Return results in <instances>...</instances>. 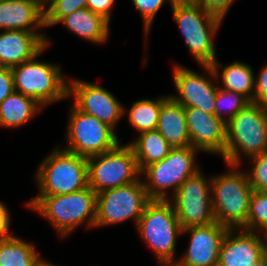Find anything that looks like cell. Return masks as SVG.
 <instances>
[{
  "instance_id": "cell-30",
  "label": "cell",
  "mask_w": 267,
  "mask_h": 266,
  "mask_svg": "<svg viewBox=\"0 0 267 266\" xmlns=\"http://www.w3.org/2000/svg\"><path fill=\"white\" fill-rule=\"evenodd\" d=\"M248 159L253 166L251 171L246 172L250 186L253 190L267 192V152Z\"/></svg>"
},
{
  "instance_id": "cell-22",
  "label": "cell",
  "mask_w": 267,
  "mask_h": 266,
  "mask_svg": "<svg viewBox=\"0 0 267 266\" xmlns=\"http://www.w3.org/2000/svg\"><path fill=\"white\" fill-rule=\"evenodd\" d=\"M222 66V63L220 64L218 59L211 65L216 79L220 80L221 78L222 81V86L218 87L241 93L252 102L255 90V75L251 65L235 61L229 65Z\"/></svg>"
},
{
  "instance_id": "cell-39",
  "label": "cell",
  "mask_w": 267,
  "mask_h": 266,
  "mask_svg": "<svg viewBox=\"0 0 267 266\" xmlns=\"http://www.w3.org/2000/svg\"><path fill=\"white\" fill-rule=\"evenodd\" d=\"M42 5H46L50 0H38Z\"/></svg>"
},
{
  "instance_id": "cell-31",
  "label": "cell",
  "mask_w": 267,
  "mask_h": 266,
  "mask_svg": "<svg viewBox=\"0 0 267 266\" xmlns=\"http://www.w3.org/2000/svg\"><path fill=\"white\" fill-rule=\"evenodd\" d=\"M256 76L252 103L267 106V64L262 67Z\"/></svg>"
},
{
  "instance_id": "cell-3",
  "label": "cell",
  "mask_w": 267,
  "mask_h": 266,
  "mask_svg": "<svg viewBox=\"0 0 267 266\" xmlns=\"http://www.w3.org/2000/svg\"><path fill=\"white\" fill-rule=\"evenodd\" d=\"M141 239L149 245L160 266H173L178 236L182 235L173 205L169 199H151L136 225Z\"/></svg>"
},
{
  "instance_id": "cell-23",
  "label": "cell",
  "mask_w": 267,
  "mask_h": 266,
  "mask_svg": "<svg viewBox=\"0 0 267 266\" xmlns=\"http://www.w3.org/2000/svg\"><path fill=\"white\" fill-rule=\"evenodd\" d=\"M43 108L36 99L14 91L0 103V127L14 129L25 125Z\"/></svg>"
},
{
  "instance_id": "cell-15",
  "label": "cell",
  "mask_w": 267,
  "mask_h": 266,
  "mask_svg": "<svg viewBox=\"0 0 267 266\" xmlns=\"http://www.w3.org/2000/svg\"><path fill=\"white\" fill-rule=\"evenodd\" d=\"M228 228L218 222L182 229L190 236L189 246L173 266H218L222 241ZM190 233V234H189Z\"/></svg>"
},
{
  "instance_id": "cell-12",
  "label": "cell",
  "mask_w": 267,
  "mask_h": 266,
  "mask_svg": "<svg viewBox=\"0 0 267 266\" xmlns=\"http://www.w3.org/2000/svg\"><path fill=\"white\" fill-rule=\"evenodd\" d=\"M172 199L169 200L182 229L216 221L212 207L211 177L206 178L201 169L176 190Z\"/></svg>"
},
{
  "instance_id": "cell-25",
  "label": "cell",
  "mask_w": 267,
  "mask_h": 266,
  "mask_svg": "<svg viewBox=\"0 0 267 266\" xmlns=\"http://www.w3.org/2000/svg\"><path fill=\"white\" fill-rule=\"evenodd\" d=\"M128 144L134 149L140 171L146 166L164 159L172 149L156 129L139 133L136 140Z\"/></svg>"
},
{
  "instance_id": "cell-2",
  "label": "cell",
  "mask_w": 267,
  "mask_h": 266,
  "mask_svg": "<svg viewBox=\"0 0 267 266\" xmlns=\"http://www.w3.org/2000/svg\"><path fill=\"white\" fill-rule=\"evenodd\" d=\"M226 165L228 172L211 176L215 220L228 229L243 228L247 223L253 189L246 170H239V165Z\"/></svg>"
},
{
  "instance_id": "cell-9",
  "label": "cell",
  "mask_w": 267,
  "mask_h": 266,
  "mask_svg": "<svg viewBox=\"0 0 267 266\" xmlns=\"http://www.w3.org/2000/svg\"><path fill=\"white\" fill-rule=\"evenodd\" d=\"M88 186L95 193L136 182L141 177L134 149L121 142L112 150L87 158Z\"/></svg>"
},
{
  "instance_id": "cell-4",
  "label": "cell",
  "mask_w": 267,
  "mask_h": 266,
  "mask_svg": "<svg viewBox=\"0 0 267 266\" xmlns=\"http://www.w3.org/2000/svg\"><path fill=\"white\" fill-rule=\"evenodd\" d=\"M226 125L225 164L241 166L242 155L250 158L267 152L266 106L250 102Z\"/></svg>"
},
{
  "instance_id": "cell-24",
  "label": "cell",
  "mask_w": 267,
  "mask_h": 266,
  "mask_svg": "<svg viewBox=\"0 0 267 266\" xmlns=\"http://www.w3.org/2000/svg\"><path fill=\"white\" fill-rule=\"evenodd\" d=\"M44 261L32 242L12 234L0 240V266H40Z\"/></svg>"
},
{
  "instance_id": "cell-18",
  "label": "cell",
  "mask_w": 267,
  "mask_h": 266,
  "mask_svg": "<svg viewBox=\"0 0 267 266\" xmlns=\"http://www.w3.org/2000/svg\"><path fill=\"white\" fill-rule=\"evenodd\" d=\"M49 37L40 32L2 30L0 33V66L12 68L33 59L46 46Z\"/></svg>"
},
{
  "instance_id": "cell-16",
  "label": "cell",
  "mask_w": 267,
  "mask_h": 266,
  "mask_svg": "<svg viewBox=\"0 0 267 266\" xmlns=\"http://www.w3.org/2000/svg\"><path fill=\"white\" fill-rule=\"evenodd\" d=\"M267 254V235L242 228L228 229L222 241L218 266H251Z\"/></svg>"
},
{
  "instance_id": "cell-13",
  "label": "cell",
  "mask_w": 267,
  "mask_h": 266,
  "mask_svg": "<svg viewBox=\"0 0 267 266\" xmlns=\"http://www.w3.org/2000/svg\"><path fill=\"white\" fill-rule=\"evenodd\" d=\"M208 73H197L181 65L173 68V81L178 94L169 95L184 107H196L209 114H214L218 83L211 65H200ZM208 76V78L206 77Z\"/></svg>"
},
{
  "instance_id": "cell-1",
  "label": "cell",
  "mask_w": 267,
  "mask_h": 266,
  "mask_svg": "<svg viewBox=\"0 0 267 266\" xmlns=\"http://www.w3.org/2000/svg\"><path fill=\"white\" fill-rule=\"evenodd\" d=\"M97 194L90 187L65 195L34 196L26 204L47 219L60 237L70 235L79 226L95 228Z\"/></svg>"
},
{
  "instance_id": "cell-32",
  "label": "cell",
  "mask_w": 267,
  "mask_h": 266,
  "mask_svg": "<svg viewBox=\"0 0 267 266\" xmlns=\"http://www.w3.org/2000/svg\"><path fill=\"white\" fill-rule=\"evenodd\" d=\"M234 2L235 0H199L198 4L224 19Z\"/></svg>"
},
{
  "instance_id": "cell-36",
  "label": "cell",
  "mask_w": 267,
  "mask_h": 266,
  "mask_svg": "<svg viewBox=\"0 0 267 266\" xmlns=\"http://www.w3.org/2000/svg\"><path fill=\"white\" fill-rule=\"evenodd\" d=\"M172 5L175 4H198L199 0H171Z\"/></svg>"
},
{
  "instance_id": "cell-38",
  "label": "cell",
  "mask_w": 267,
  "mask_h": 266,
  "mask_svg": "<svg viewBox=\"0 0 267 266\" xmlns=\"http://www.w3.org/2000/svg\"><path fill=\"white\" fill-rule=\"evenodd\" d=\"M40 266H57V265H55V264H53L52 262H48V261H44Z\"/></svg>"
},
{
  "instance_id": "cell-6",
  "label": "cell",
  "mask_w": 267,
  "mask_h": 266,
  "mask_svg": "<svg viewBox=\"0 0 267 266\" xmlns=\"http://www.w3.org/2000/svg\"><path fill=\"white\" fill-rule=\"evenodd\" d=\"M171 9L194 59L199 65H212L217 59L214 38L224 21L223 18L199 4H175Z\"/></svg>"
},
{
  "instance_id": "cell-37",
  "label": "cell",
  "mask_w": 267,
  "mask_h": 266,
  "mask_svg": "<svg viewBox=\"0 0 267 266\" xmlns=\"http://www.w3.org/2000/svg\"><path fill=\"white\" fill-rule=\"evenodd\" d=\"M251 266H267V254L259 262L254 263Z\"/></svg>"
},
{
  "instance_id": "cell-5",
  "label": "cell",
  "mask_w": 267,
  "mask_h": 266,
  "mask_svg": "<svg viewBox=\"0 0 267 266\" xmlns=\"http://www.w3.org/2000/svg\"><path fill=\"white\" fill-rule=\"evenodd\" d=\"M37 196L65 195L88 187L87 158L58 146L40 163L35 174Z\"/></svg>"
},
{
  "instance_id": "cell-35",
  "label": "cell",
  "mask_w": 267,
  "mask_h": 266,
  "mask_svg": "<svg viewBox=\"0 0 267 266\" xmlns=\"http://www.w3.org/2000/svg\"><path fill=\"white\" fill-rule=\"evenodd\" d=\"M10 220L9 209H7V206L0 201V236L7 237L12 234L10 233Z\"/></svg>"
},
{
  "instance_id": "cell-14",
  "label": "cell",
  "mask_w": 267,
  "mask_h": 266,
  "mask_svg": "<svg viewBox=\"0 0 267 266\" xmlns=\"http://www.w3.org/2000/svg\"><path fill=\"white\" fill-rule=\"evenodd\" d=\"M69 81L68 97H73L72 104L81 112L96 117L115 130V126L126 112L117 97L101 85L80 79Z\"/></svg>"
},
{
  "instance_id": "cell-19",
  "label": "cell",
  "mask_w": 267,
  "mask_h": 266,
  "mask_svg": "<svg viewBox=\"0 0 267 266\" xmlns=\"http://www.w3.org/2000/svg\"><path fill=\"white\" fill-rule=\"evenodd\" d=\"M45 28V10L38 0H0V30L39 32Z\"/></svg>"
},
{
  "instance_id": "cell-10",
  "label": "cell",
  "mask_w": 267,
  "mask_h": 266,
  "mask_svg": "<svg viewBox=\"0 0 267 266\" xmlns=\"http://www.w3.org/2000/svg\"><path fill=\"white\" fill-rule=\"evenodd\" d=\"M148 197L141 177L133 183L97 193L95 227L133 220L135 227L143 214Z\"/></svg>"
},
{
  "instance_id": "cell-28",
  "label": "cell",
  "mask_w": 267,
  "mask_h": 266,
  "mask_svg": "<svg viewBox=\"0 0 267 266\" xmlns=\"http://www.w3.org/2000/svg\"><path fill=\"white\" fill-rule=\"evenodd\" d=\"M245 230L267 235V192L253 190Z\"/></svg>"
},
{
  "instance_id": "cell-21",
  "label": "cell",
  "mask_w": 267,
  "mask_h": 266,
  "mask_svg": "<svg viewBox=\"0 0 267 266\" xmlns=\"http://www.w3.org/2000/svg\"><path fill=\"white\" fill-rule=\"evenodd\" d=\"M59 23L64 25L73 34L91 42L104 44L110 35V23L101 15L88 8L79 9L64 17Z\"/></svg>"
},
{
  "instance_id": "cell-26",
  "label": "cell",
  "mask_w": 267,
  "mask_h": 266,
  "mask_svg": "<svg viewBox=\"0 0 267 266\" xmlns=\"http://www.w3.org/2000/svg\"><path fill=\"white\" fill-rule=\"evenodd\" d=\"M169 97L159 96L157 99H140L135 101L128 113V121L138 134L155 130L158 125L162 103Z\"/></svg>"
},
{
  "instance_id": "cell-11",
  "label": "cell",
  "mask_w": 267,
  "mask_h": 266,
  "mask_svg": "<svg viewBox=\"0 0 267 266\" xmlns=\"http://www.w3.org/2000/svg\"><path fill=\"white\" fill-rule=\"evenodd\" d=\"M66 144L62 149L85 158L114 149L120 142L116 132L94 116L70 107Z\"/></svg>"
},
{
  "instance_id": "cell-34",
  "label": "cell",
  "mask_w": 267,
  "mask_h": 266,
  "mask_svg": "<svg viewBox=\"0 0 267 266\" xmlns=\"http://www.w3.org/2000/svg\"><path fill=\"white\" fill-rule=\"evenodd\" d=\"M116 0H88L87 8L92 12L101 15L109 23L111 22V11Z\"/></svg>"
},
{
  "instance_id": "cell-7",
  "label": "cell",
  "mask_w": 267,
  "mask_h": 266,
  "mask_svg": "<svg viewBox=\"0 0 267 266\" xmlns=\"http://www.w3.org/2000/svg\"><path fill=\"white\" fill-rule=\"evenodd\" d=\"M47 46L33 59L11 68L14 89L36 99L46 107L68 98V82L59 65L37 60Z\"/></svg>"
},
{
  "instance_id": "cell-33",
  "label": "cell",
  "mask_w": 267,
  "mask_h": 266,
  "mask_svg": "<svg viewBox=\"0 0 267 266\" xmlns=\"http://www.w3.org/2000/svg\"><path fill=\"white\" fill-rule=\"evenodd\" d=\"M15 91L11 68L0 66V103Z\"/></svg>"
},
{
  "instance_id": "cell-27",
  "label": "cell",
  "mask_w": 267,
  "mask_h": 266,
  "mask_svg": "<svg viewBox=\"0 0 267 266\" xmlns=\"http://www.w3.org/2000/svg\"><path fill=\"white\" fill-rule=\"evenodd\" d=\"M250 102L251 101L241 93L228 91L218 87L214 115L228 123ZM225 114H227L226 117Z\"/></svg>"
},
{
  "instance_id": "cell-29",
  "label": "cell",
  "mask_w": 267,
  "mask_h": 266,
  "mask_svg": "<svg viewBox=\"0 0 267 266\" xmlns=\"http://www.w3.org/2000/svg\"><path fill=\"white\" fill-rule=\"evenodd\" d=\"M88 0H50L45 6V28L55 26L72 12L87 8Z\"/></svg>"
},
{
  "instance_id": "cell-20",
  "label": "cell",
  "mask_w": 267,
  "mask_h": 266,
  "mask_svg": "<svg viewBox=\"0 0 267 266\" xmlns=\"http://www.w3.org/2000/svg\"><path fill=\"white\" fill-rule=\"evenodd\" d=\"M156 130L172 148L190 146L184 106L170 96L162 103Z\"/></svg>"
},
{
  "instance_id": "cell-8",
  "label": "cell",
  "mask_w": 267,
  "mask_h": 266,
  "mask_svg": "<svg viewBox=\"0 0 267 266\" xmlns=\"http://www.w3.org/2000/svg\"><path fill=\"white\" fill-rule=\"evenodd\" d=\"M199 150L188 146L185 148H172L169 154L161 161L146 166L141 171V177L147 195L150 199H170L167 190L172 195L192 175L200 170L196 161Z\"/></svg>"
},
{
  "instance_id": "cell-17",
  "label": "cell",
  "mask_w": 267,
  "mask_h": 266,
  "mask_svg": "<svg viewBox=\"0 0 267 266\" xmlns=\"http://www.w3.org/2000/svg\"><path fill=\"white\" fill-rule=\"evenodd\" d=\"M184 109L190 146L201 152L222 156L226 150V122L196 107Z\"/></svg>"
}]
</instances>
